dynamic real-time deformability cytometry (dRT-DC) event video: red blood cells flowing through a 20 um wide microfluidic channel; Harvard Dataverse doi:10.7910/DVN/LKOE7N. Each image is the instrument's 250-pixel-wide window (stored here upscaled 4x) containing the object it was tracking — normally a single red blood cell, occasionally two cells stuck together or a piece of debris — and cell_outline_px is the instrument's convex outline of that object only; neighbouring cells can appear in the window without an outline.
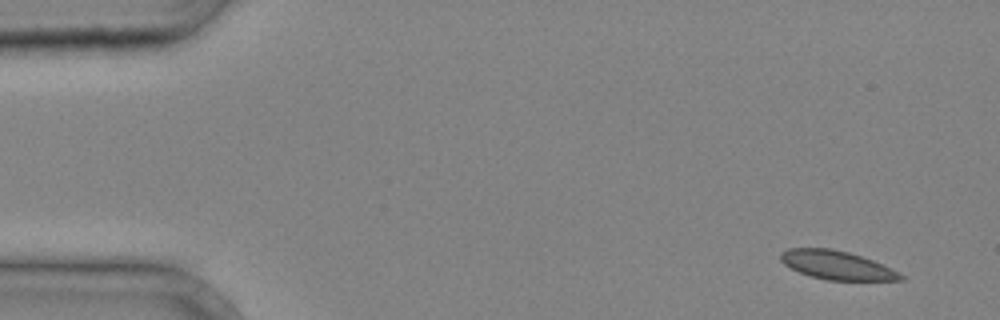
{"species": "common noctule bat (a hibernating species)", "species_latin": "Nyctalus noctula", "temperature_condition": "cold", "stored_images_in_passage": 3, "camera_frame_rate_fps": 3000, "um_per_image_px": 0.085, "animal": {"sex": "male", "body_mass_g": 20.4}, "frame": {"image": 1, "passage_image": 1, "time_ms": 0.0, "image_size_px": [1000, 320], "cell_outline_px": [[904, 280], [828, 280], [812, 276], [800, 272], [784, 264], [780, 260], [780, 252], [788, 248], [832, 248], [848, 252], [872, 260], [904, 276]], "centroid_in_image_um": [71.06, 22.52], "position_along_channel_um": 13.9, "area_um2": 19.65}}